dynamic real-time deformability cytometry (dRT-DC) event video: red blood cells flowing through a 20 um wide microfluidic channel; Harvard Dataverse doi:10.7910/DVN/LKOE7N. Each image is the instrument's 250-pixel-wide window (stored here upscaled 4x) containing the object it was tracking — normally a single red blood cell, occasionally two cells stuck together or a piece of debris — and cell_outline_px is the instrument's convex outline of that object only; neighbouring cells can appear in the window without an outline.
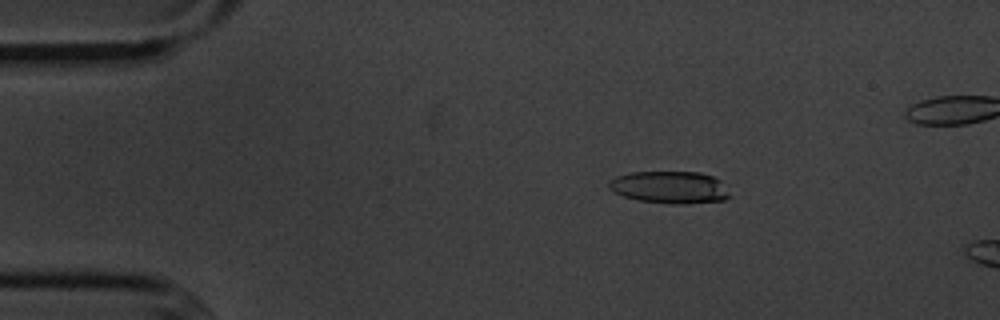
{"species": "common noctule bat (a hibernating species)", "species_latin": "Nyctalus noctula", "temperature_condition": "cold", "stored_images_in_passage": 14, "camera_frame_rate_fps": 3000, "um_per_image_px": 0.085, "animal": {"sex": "male", "body_mass_g": 20.1, "forearm_length_mm": 53.5}, "frame": {"image": 1, "passage_image": 10, "time_ms": 3.0, "image_size_px": [1000, 320], "cell_outline_px": [[732, 196], [724, 200], [680, 204], [672, 204], [640, 200], [624, 196], [608, 188], [608, 180], [616, 176], [632, 172], [700, 172], [712, 176], [720, 180]], "centroid_in_image_um": [56.94, 15.91], "position_along_channel_um": 28.1, "area_um2": 22.66}}